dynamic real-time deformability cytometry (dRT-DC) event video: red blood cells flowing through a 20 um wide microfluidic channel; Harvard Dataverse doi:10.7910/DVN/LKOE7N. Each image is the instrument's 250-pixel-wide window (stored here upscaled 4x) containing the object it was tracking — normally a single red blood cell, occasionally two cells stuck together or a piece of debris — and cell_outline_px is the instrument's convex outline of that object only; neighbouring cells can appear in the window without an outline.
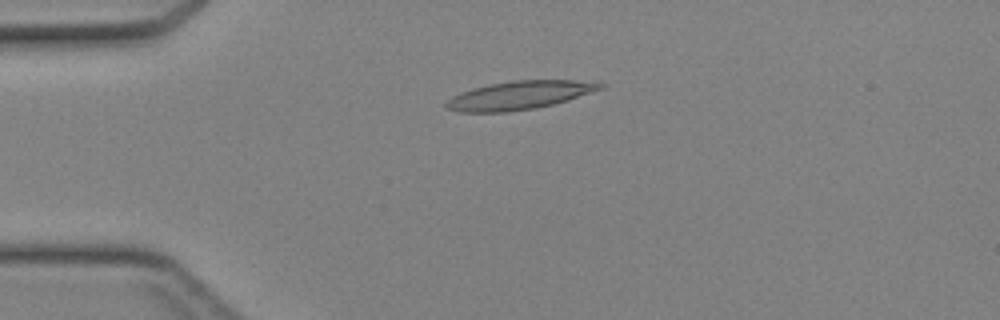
{"species": "Egyptian fruit bat (a non-hibernating species)", "species_latin": "Rousettus aegyptiacus", "temperature_condition": "cold", "stored_images_in_passage": 37, "camera_frame_rate_fps": 3000, "um_per_image_px": 0.085, "animal": {"sex": "female"}, "frame": {"image": 1, "passage_image": 3, "time_ms": 0.667, "image_size_px": [1000, 320], "cell_outline_px": [[604, 88], [568, 100], [536, 108], [504, 112], [460, 112], [444, 108], [444, 104], [452, 96], [460, 92], [472, 88], [488, 84], [512, 80], [596, 80], [604, 84]], "centroid_in_image_um": [44.16, 8.08], "position_along_channel_um": 40.8, "area_um2": 25.78}}
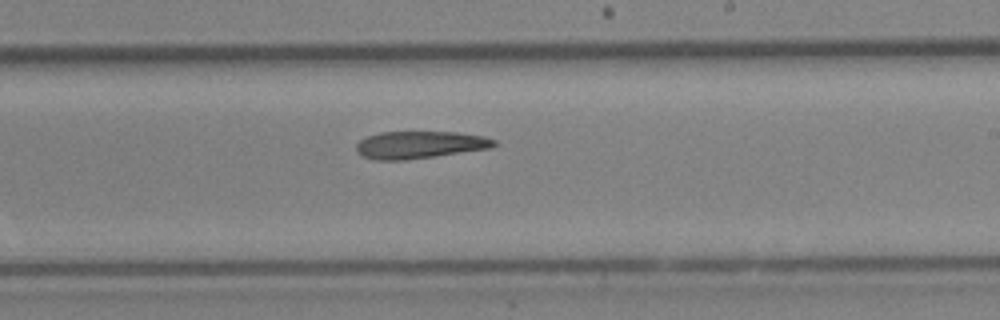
{"frame": {"image": 2, "passage_image": 19, "time_ms": 6.0, "image_size_px": [1000, 320], "cell_outline_px": [[496, 144], [492, 148], [408, 160], [376, 160], [360, 156], [356, 152], [356, 144], [360, 140], [368, 136], [380, 132], [456, 132], [484, 136], [496, 140]], "centroid_in_image_um": [35.66, 12.32], "position_along_channel_um": 253.3, "area_um2": 22.14}}
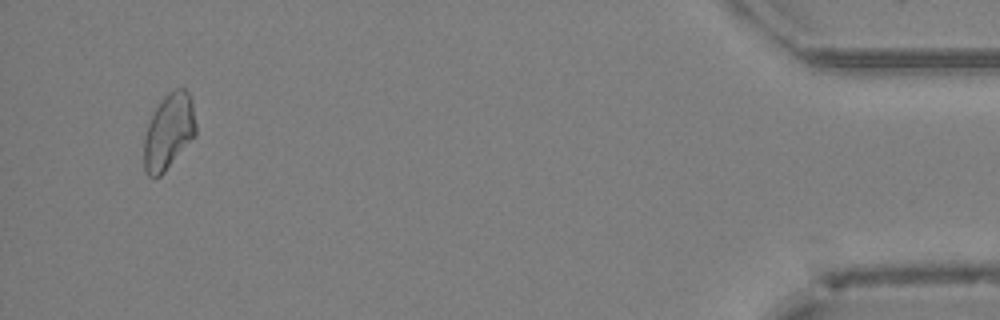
{"frame": {"image": 3, "passage_image": 35, "time_ms": 11.333, "image_size_px": [1000, 320], "cell_outline_px": [[196, 136], [164, 172], [160, 176], [148, 176], [144, 168], [144, 136], [148, 124], [160, 100], [168, 92], [176, 88], [184, 88], [192, 96], [196, 124]], "centroid_in_image_um": [14.37, 11.16], "position_along_channel_um": 420.8, "area_um2": 23.06}}